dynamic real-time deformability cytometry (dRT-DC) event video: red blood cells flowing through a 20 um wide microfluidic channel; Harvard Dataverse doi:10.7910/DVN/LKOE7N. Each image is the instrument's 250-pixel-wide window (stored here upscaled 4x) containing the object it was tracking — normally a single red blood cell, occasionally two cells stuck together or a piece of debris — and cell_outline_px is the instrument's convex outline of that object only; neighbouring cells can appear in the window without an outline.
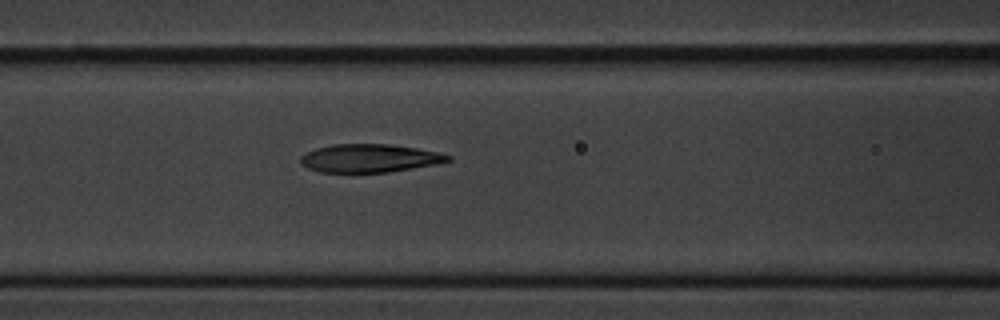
{"species": "common noctule bat (a hibernating species)", "species_latin": "Nyctalus noctula", "temperature_condition": "cold", "stored_images_in_passage": 7, "camera_frame_rate_fps": 3000, "um_per_image_px": 0.085, "animal": {"sex": "male", "body_mass_g": 20.1, "forearm_length_mm": 53.5}, "frame": {"image": 1, "passage_image": 7, "time_ms": 7.667, "image_size_px": [1000, 320], "cell_outline_px": [[452, 160], [436, 164], [388, 172], [320, 172], [308, 168], [300, 164], [300, 156], [316, 148], [332, 144], [388, 144], [416, 148], [436, 152], [452, 156]], "centroid_in_image_um": [31.38, 13.45], "position_along_channel_um": 135.2, "area_um2": 24.1}}